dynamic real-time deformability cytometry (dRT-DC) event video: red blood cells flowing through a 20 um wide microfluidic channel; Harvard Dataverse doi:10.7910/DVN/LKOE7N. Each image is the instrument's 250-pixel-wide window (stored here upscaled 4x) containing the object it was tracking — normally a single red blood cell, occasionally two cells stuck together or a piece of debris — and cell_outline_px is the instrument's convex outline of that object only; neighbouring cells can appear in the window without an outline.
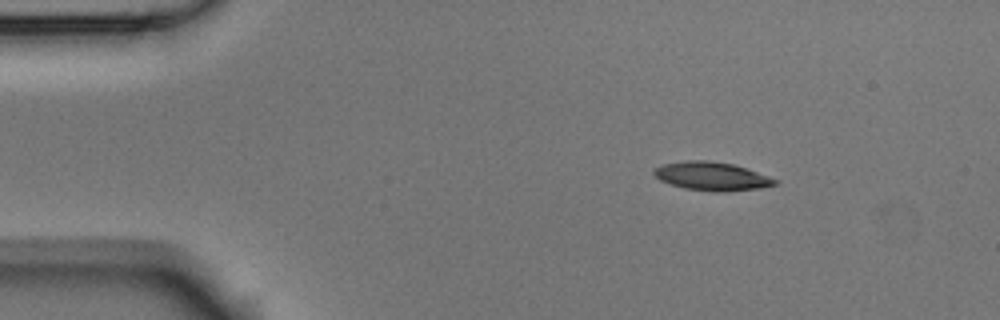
{"species": "Egyptian fruit bat (a non-hibernating species)", "species_latin": "Rousettus aegyptiacus", "temperature_condition": "room temperature", "stored_images_in_passage": 3, "camera_frame_rate_fps": 3000, "um_per_image_px": 0.085, "animal": {"sex": "male"}, "frame": {"image": 1, "passage_image": 1, "time_ms": 0.0, "image_size_px": [1000, 320], "cell_outline_px": [[780, 180], [776, 184], [760, 188], [724, 192], [716, 192], [684, 188], [660, 180], [652, 172], [656, 168], [664, 164], [688, 160], [708, 160], [732, 164]], "centroid_in_image_um": [60.52, 14.98], "position_along_channel_um": 24.5, "area_um2": 19.83}}